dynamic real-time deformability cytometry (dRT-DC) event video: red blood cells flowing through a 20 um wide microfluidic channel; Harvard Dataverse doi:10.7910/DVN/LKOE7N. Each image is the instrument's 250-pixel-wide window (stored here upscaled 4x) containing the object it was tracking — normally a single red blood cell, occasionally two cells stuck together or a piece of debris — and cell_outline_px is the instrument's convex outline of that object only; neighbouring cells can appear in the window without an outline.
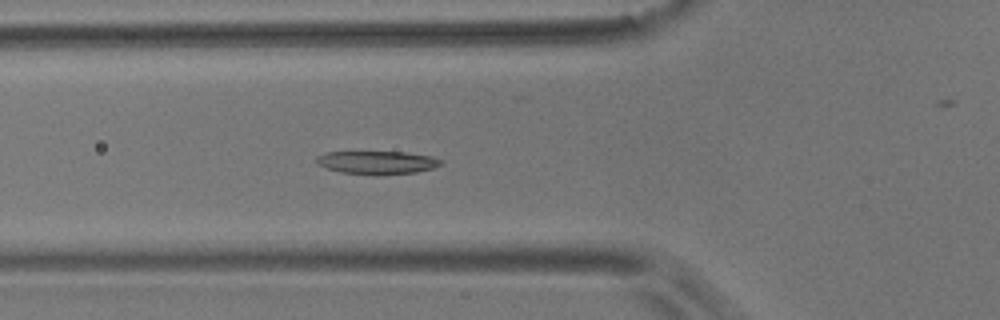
{"species": "common noctule bat (a hibernating species)", "species_latin": "Nyctalus noctula", "temperature_condition": "room temperature", "stored_images_in_passage": 4, "camera_frame_rate_fps": 3000, "um_per_image_px": 0.085, "animal": {"sex": "male", "body_mass_g": 17.9}, "frame": {"image": 1, "passage_image": 4, "time_ms": 5.0, "image_size_px": [1000, 320], "cell_outline_px": [[444, 164], [432, 168], [416, 172], [376, 176], [340, 172], [316, 164], [316, 156], [324, 152], [408, 152], [432, 156], [444, 160]], "centroid_in_image_um": [32.08, 13.82], "position_along_channel_um": 93.7, "area_um2": 17.17}}